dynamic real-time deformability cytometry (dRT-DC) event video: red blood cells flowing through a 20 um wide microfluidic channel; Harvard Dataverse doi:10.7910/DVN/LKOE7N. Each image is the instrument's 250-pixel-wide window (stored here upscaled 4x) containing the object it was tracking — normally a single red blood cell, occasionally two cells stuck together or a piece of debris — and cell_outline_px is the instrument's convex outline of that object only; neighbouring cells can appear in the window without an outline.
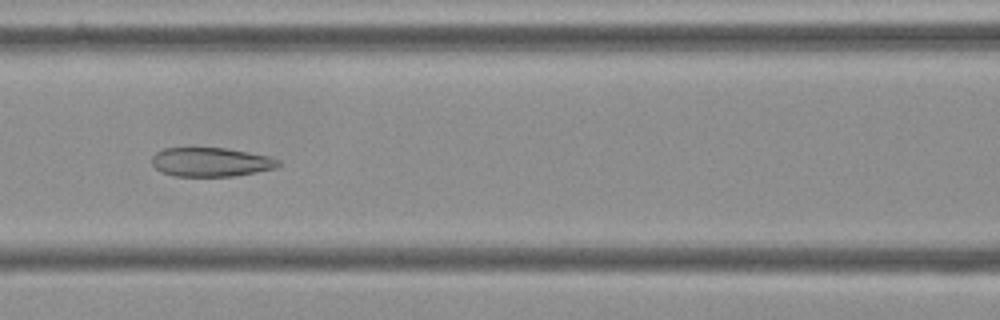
{"species": "Egyptian fruit bat (a non-hibernating species)", "species_latin": "Rousettus aegyptiacus", "temperature_condition": "cold", "stored_images_in_passage": 54, "camera_frame_rate_fps": 3000, "um_per_image_px": 0.085, "frame": {"image": 1, "passage_image": 23, "time_ms": 7.333, "image_size_px": [1000, 320], "cell_outline_px": [[280, 164], [276, 168], [236, 176], [172, 176], [160, 172], [152, 164], [152, 156], [156, 152], [164, 148], [228, 148], [268, 156], [280, 160]], "centroid_in_image_um": [17.91, 13.78], "position_along_channel_um": 148.7, "area_um2": 21.5}}
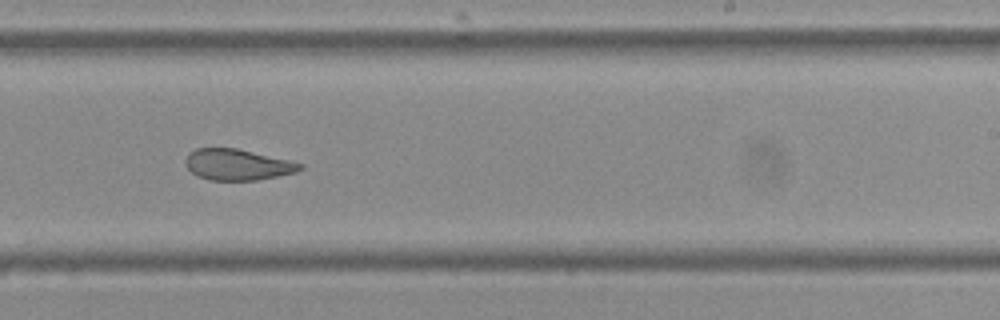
{"frame": {"image": 2, "passage_image": 33, "time_ms": 10.667, "image_size_px": [1000, 320], "cell_outline_px": [[304, 168], [296, 172], [256, 180], [208, 180], [192, 172], [188, 168], [184, 160], [188, 152], [196, 148], [236, 148], [288, 160], [304, 164]], "centroid_in_image_um": [20.17, 13.99], "position_along_channel_um": 268.8, "area_um2": 20.58}}
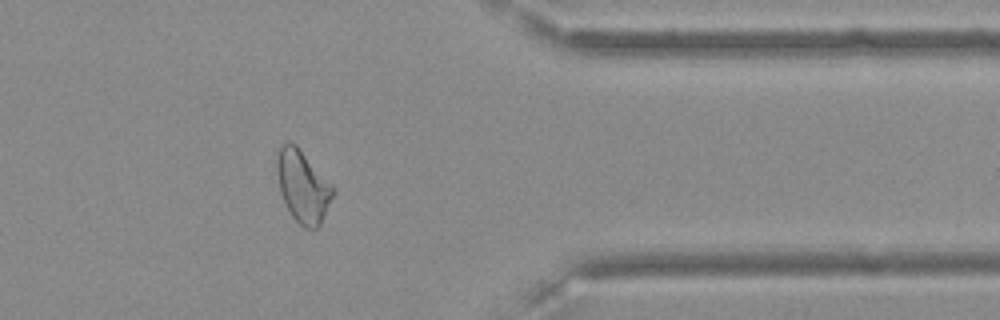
{"frame": {"image": 3, "passage_image": 44, "time_ms": 14.333, "image_size_px": [1000, 320], "cell_outline_px": [[336, 192], [320, 224], [316, 228], [304, 228], [292, 216], [280, 192], [276, 168], [276, 152], [280, 144], [288, 140], [296, 144], [336, 188]], "centroid_in_image_um": [25.74, 15.78], "position_along_channel_um": 385.7, "area_um2": 23.81}, "authors_computed_cell_mechanics": {"area_um2": 24.3627, "velocity_mm_per_s": 3.6119, "shape_relaxation_time_tau1_ms": null, "shape_relaxation_time_tau2_ms": 2.5569, "deformation_change_tau1": null, "deformation_change_tau2": 0.0976}}